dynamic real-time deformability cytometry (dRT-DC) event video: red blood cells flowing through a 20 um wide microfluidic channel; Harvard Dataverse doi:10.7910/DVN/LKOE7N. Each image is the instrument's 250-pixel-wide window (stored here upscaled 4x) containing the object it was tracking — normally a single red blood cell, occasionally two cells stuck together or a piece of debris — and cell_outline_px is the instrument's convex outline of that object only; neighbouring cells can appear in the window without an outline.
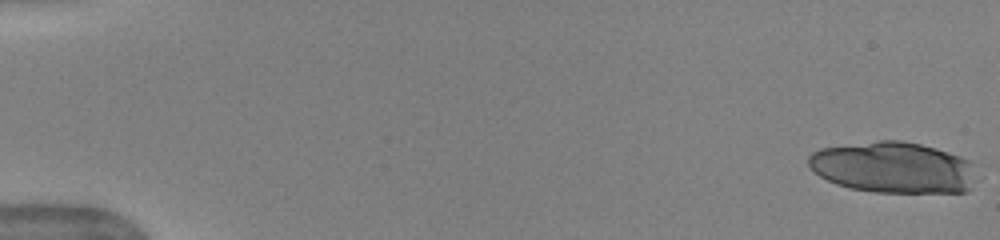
{"species": "human", "species_latin": "Homo sapiens", "temperature_condition": "warm", "stored_images_in_passage": 32, "camera_frame_rate_fps": 3000, "um_per_image_px": 0.085, "donor": {"sex": "female"}, "frame": {"image": 1, "passage_image": 1, "time_ms": 0.0, "image_size_px": [1000, 240], "cell_outline_px": [[984, 176], [980, 180], [964, 192], [876, 192], [848, 188], [836, 184], [820, 176], [808, 164], [808, 156], [812, 152], [820, 148], [880, 140], [900, 140], [920, 144], [960, 156], [984, 164]], "centroid_in_image_um": [76.12, 14.24], "position_along_channel_um": 8.9, "area_um2": 51.44}}
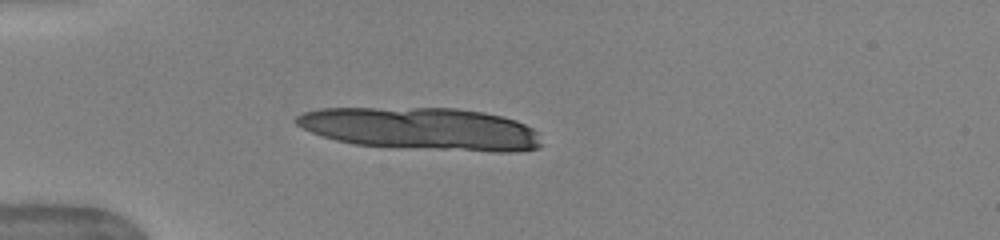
{"frame": {"image": 2, "passage_image": 15, "time_ms": 4.667, "image_size_px": [1000, 240], "cell_outline_px": [[544, 144], [540, 148], [512, 152], [492, 152], [356, 144], [336, 140], [312, 132], [296, 124], [296, 116], [304, 112], [320, 108], [456, 108], [484, 112], [516, 120], [532, 128], [536, 132]], "centroid_in_image_um": [35.88, 10.94], "position_along_channel_um": 49.1, "area_um2": 60.29}}